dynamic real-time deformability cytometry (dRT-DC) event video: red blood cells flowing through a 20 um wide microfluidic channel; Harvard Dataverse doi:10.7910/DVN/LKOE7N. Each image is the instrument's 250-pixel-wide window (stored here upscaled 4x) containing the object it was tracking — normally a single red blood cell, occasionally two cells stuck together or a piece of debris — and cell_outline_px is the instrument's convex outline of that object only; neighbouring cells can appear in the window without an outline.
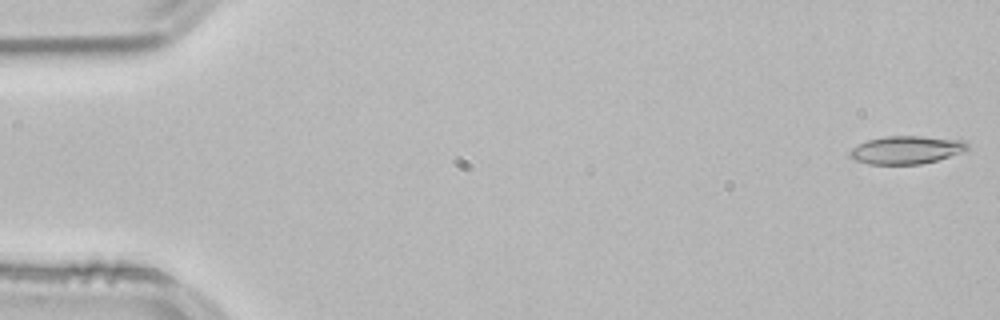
{"species": "common noctule bat (a hibernating species)", "species_latin": "Nyctalus noctula", "temperature_condition": "room temperature", "stored_images_in_passage": 16, "camera_frame_rate_fps": 3000, "um_per_image_px": 0.085, "animal": {"sex": "male", "body_mass_g": 21.5, "forearm_length_mm": 52.0}, "frame": {"image": 1, "passage_image": 1, "time_ms": 0.0, "image_size_px": [1000, 320], "cell_outline_px": [[968, 148], [964, 152], [936, 160], [920, 164], [868, 164], [856, 160], [848, 156], [848, 152], [852, 148], [868, 140], [884, 136], [920, 136], [964, 140], [968, 144]], "centroid_in_image_um": [77.04, 12.74], "position_along_channel_um": 8.0, "area_um2": 19.13}}